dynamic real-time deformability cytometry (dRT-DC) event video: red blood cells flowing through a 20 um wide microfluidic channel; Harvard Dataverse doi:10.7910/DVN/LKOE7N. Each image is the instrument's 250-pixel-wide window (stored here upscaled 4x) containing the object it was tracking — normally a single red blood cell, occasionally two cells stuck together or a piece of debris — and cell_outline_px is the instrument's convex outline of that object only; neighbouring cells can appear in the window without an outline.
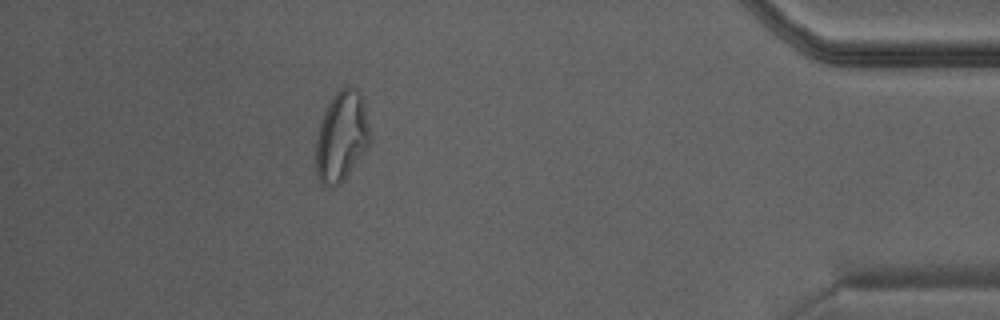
{"species": "Egyptian fruit bat (a non-hibernating species)", "species_latin": "Rousettus aegyptiacus", "temperature_condition": "warm", "stored_images_in_passage": 25, "camera_frame_rate_fps": 3000, "um_per_image_px": 0.085, "animal": {"sex": "male"}, "frame": {"image": 1, "passage_image": 22, "time_ms": 7.0, "image_size_px": [1000, 320], "cell_outline_px": [[372, 144], [344, 180], [340, 184], [332, 188], [324, 184], [320, 180], [316, 172], [316, 144], [320, 120], [328, 100], [344, 84], [348, 84], [356, 88], [360, 92], [364, 100], [372, 136]], "centroid_in_image_um": [29.08, 11.55], "position_along_channel_um": 406.1, "area_um2": 29.48}}